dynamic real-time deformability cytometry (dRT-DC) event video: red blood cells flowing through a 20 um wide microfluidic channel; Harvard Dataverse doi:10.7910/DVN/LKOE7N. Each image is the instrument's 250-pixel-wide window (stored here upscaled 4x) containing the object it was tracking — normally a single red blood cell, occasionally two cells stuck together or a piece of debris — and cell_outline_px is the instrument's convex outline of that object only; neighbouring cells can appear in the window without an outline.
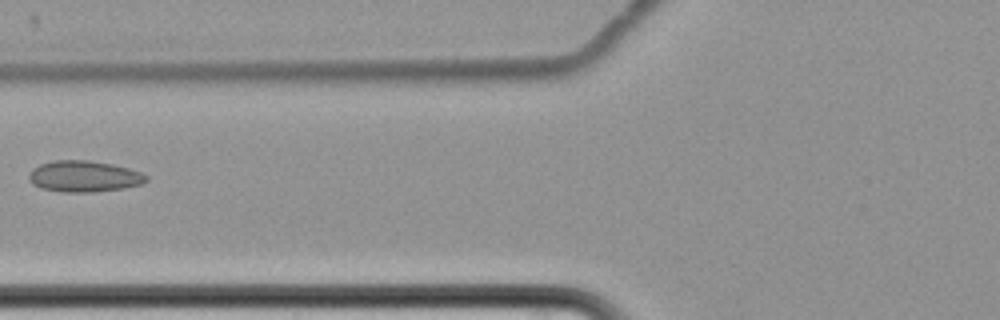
{"species": "common noctule bat (a hibernating species)", "species_latin": "Nyctalus noctula", "temperature_condition": "cold", "stored_images_in_passage": 2, "camera_frame_rate_fps": 3000, "um_per_image_px": 0.085, "animal": {"sex": "female", "body_mass_g": 22.7, "forearm_length_mm": 54.2}, "frame": {"image": 1, "passage_image": 2, "time_ms": 1.333, "image_size_px": [1000, 320], "cell_outline_px": [[148, 180], [140, 184], [124, 188], [92, 192], [64, 192], [40, 188], [32, 184], [28, 180], [28, 176], [32, 168], [40, 164], [52, 160], [88, 160], [112, 164], [128, 168], [140, 172], [148, 176]], "centroid_in_image_um": [7.11, 14.99], "position_along_channel_um": 118.7, "area_um2": 21.44}}